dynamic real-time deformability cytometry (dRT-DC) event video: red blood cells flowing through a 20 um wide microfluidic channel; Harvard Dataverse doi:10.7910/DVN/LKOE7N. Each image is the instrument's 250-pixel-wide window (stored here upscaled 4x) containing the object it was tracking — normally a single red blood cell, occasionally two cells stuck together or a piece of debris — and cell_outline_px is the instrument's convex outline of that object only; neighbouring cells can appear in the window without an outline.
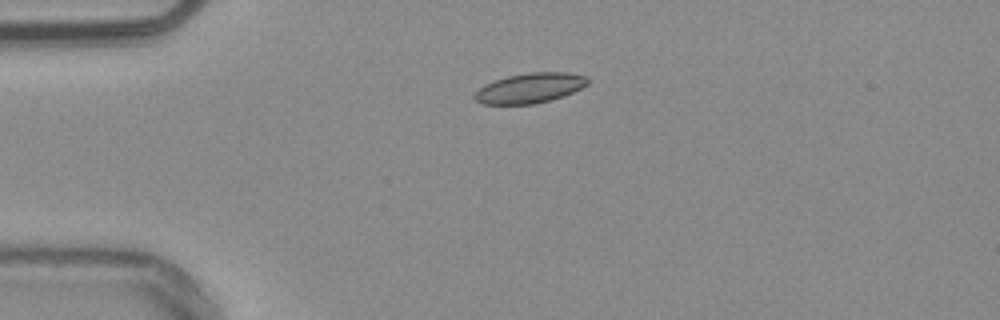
{"species": "common noctule bat (a hibernating species)", "species_latin": "Nyctalus noctula", "temperature_condition": "warm", "stored_images_in_passage": 42, "camera_frame_rate_fps": 3000, "um_per_image_px": 0.085, "animal": {"sex": "male", "body_mass_g": 20.4}, "frame": {"image": 1, "passage_image": 1, "time_ms": 0.0, "image_size_px": [1000, 320], "cell_outline_px": [[588, 84], [564, 96], [552, 100], [532, 104], [480, 104], [472, 96], [484, 84], [508, 76], [528, 72], [568, 72], [588, 76]], "centroid_in_image_um": [45.05, 7.48], "position_along_channel_um": 40.0, "area_um2": 19.83}}
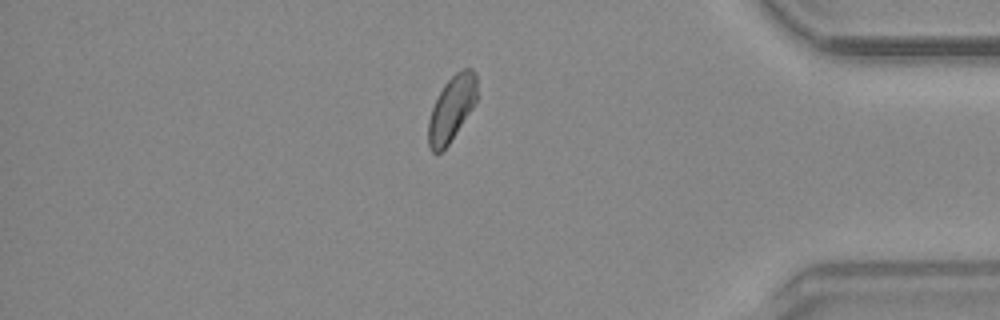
{"frame": {"image": 2, "passage_image": 34, "time_ms": 11.0, "image_size_px": [1000, 320], "cell_outline_px": [[476, 100], [472, 108], [448, 144], [440, 152], [432, 152], [428, 148], [428, 120], [432, 108], [444, 84], [460, 68], [472, 68], [476, 72]], "centroid_in_image_um": [38.37, 9.21], "position_along_channel_um": 396.8, "area_um2": 18.21}}
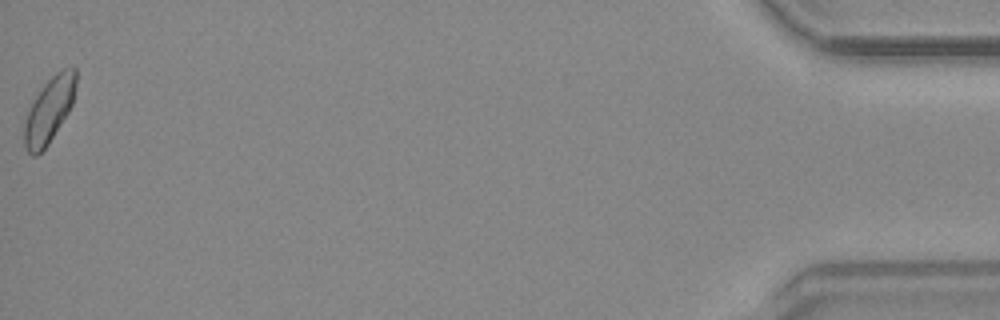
{"frame": {"image": 3, "passage_image": 42, "time_ms": 13.667, "image_size_px": [1000, 320], "cell_outline_px": [[76, 84], [72, 104], [68, 112], [48, 144], [36, 156], [32, 156], [24, 148], [24, 124], [28, 112], [36, 96], [44, 84], [56, 72], [72, 64], [76, 68]], "centroid_in_image_um": [4.19, 9.33], "position_along_channel_um": 431.0, "area_um2": 19.48}}